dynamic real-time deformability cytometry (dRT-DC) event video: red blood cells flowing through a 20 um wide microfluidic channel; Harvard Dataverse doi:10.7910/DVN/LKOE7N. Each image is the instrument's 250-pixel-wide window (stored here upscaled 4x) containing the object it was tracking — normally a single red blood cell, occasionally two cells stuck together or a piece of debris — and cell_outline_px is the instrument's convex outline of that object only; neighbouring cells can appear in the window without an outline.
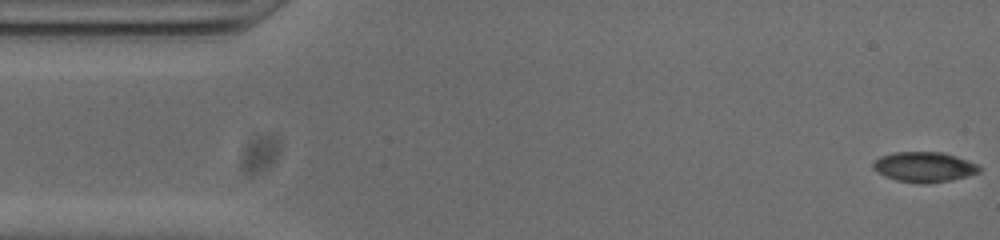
{"species": "common noctule bat (a hibernating species)", "species_latin": "Nyctalus noctula", "temperature_condition": "cold", "stored_images_in_passage": 51, "camera_frame_rate_fps": 3000, "um_per_image_px": 0.085, "animal": {"sex": "male", "body_mass_g": 20.0, "forearm_length_mm": 53.3}, "frame": {"image": 1, "passage_image": 1, "time_ms": 0.0, "image_size_px": [1000, 240], "cell_outline_px": [[980, 172], [952, 180], [928, 184], [924, 184], [896, 180], [884, 176], [876, 172], [872, 168], [872, 164], [880, 156], [896, 152], [940, 152], [956, 156], [976, 164], [980, 168]], "centroid_in_image_um": [78.52, 14.2], "position_along_channel_um": 6.5, "area_um2": 18.61}}
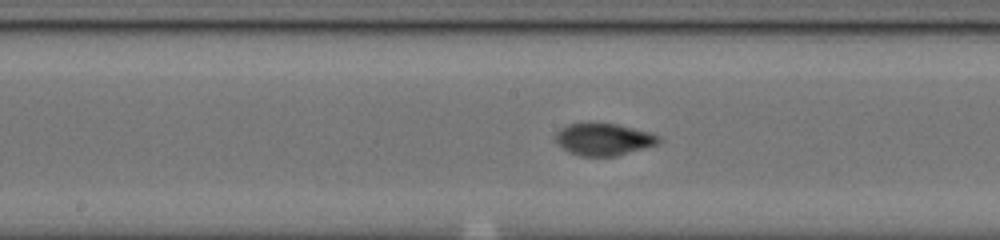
{"frame": {"image": 2, "passage_image": 25, "time_ms": 8.0, "image_size_px": [1000, 240], "cell_outline_px": [[660, 140], [656, 144], [616, 156], [580, 156], [568, 152], [556, 140], [556, 132], [560, 128], [568, 124], [588, 120], [616, 124], [652, 132], [660, 136]], "centroid_in_image_um": [51.28, 11.8], "position_along_channel_um": 196.9, "area_um2": 19.65}}
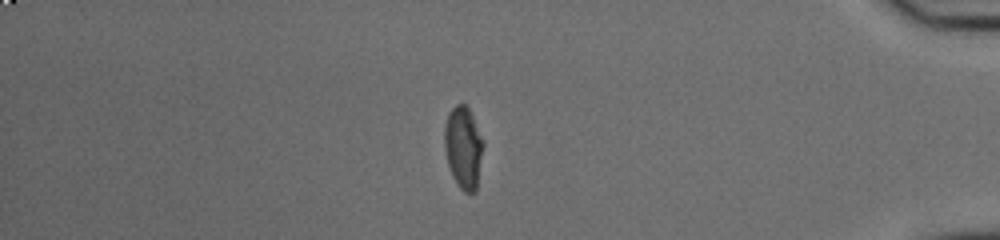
{"frame": {"image": 3, "passage_image": 44, "time_ms": 14.333, "image_size_px": [1000, 240], "cell_outline_px": [[484, 144], [476, 192], [464, 192], [460, 188], [452, 176], [448, 164], [444, 148], [444, 128], [448, 112], [456, 104], [464, 104], [468, 108], [472, 116]], "centroid_in_image_um": [39.37, 12.55], "position_along_channel_um": 395.8, "area_um2": 18.5}, "authors_computed_cell_mechanics": {"area_um2": 18.6694, "velocity_mm_per_s": 3.8402, "shape_relaxation_time_tau1_ms": 5.8663, "shape_relaxation_time_tau2_ms": 1.1571, "deformation_change_tau1": 0.2175, "deformation_change_tau2": 0.0477}}